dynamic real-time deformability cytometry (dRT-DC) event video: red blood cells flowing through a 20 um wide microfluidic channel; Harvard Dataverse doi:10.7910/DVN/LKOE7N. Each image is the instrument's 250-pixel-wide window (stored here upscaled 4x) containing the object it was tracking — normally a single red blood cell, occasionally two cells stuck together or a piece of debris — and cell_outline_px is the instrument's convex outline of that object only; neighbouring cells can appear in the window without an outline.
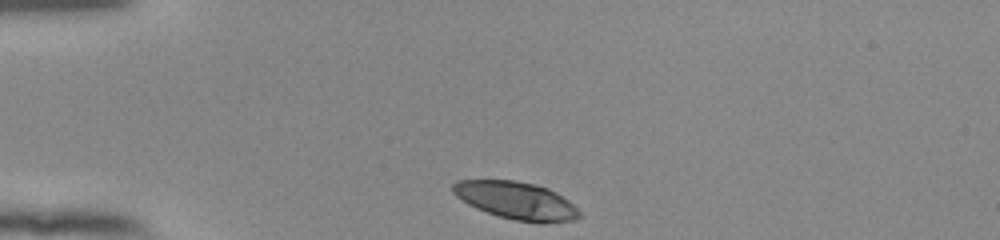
{"species": "human", "species_latin": "Homo sapiens", "temperature_condition": "room temperature", "stored_images_in_passage": 33, "camera_frame_rate_fps": 3000, "um_per_image_px": 0.085, "donor": {"sex": "female"}, "frame": {"image": 1, "passage_image": 1, "time_ms": 0.0, "image_size_px": [1000, 240], "cell_outline_px": [[584, 216], [576, 220], [544, 224], [540, 224], [516, 220], [500, 216], [476, 208], [468, 204], [456, 196], [452, 192], [452, 184], [456, 180], [516, 180], [536, 184], [548, 188], [556, 192], [568, 200]], "centroid_in_image_um": [43.92, 17.05], "position_along_channel_um": 41.1, "area_um2": 27.98}}
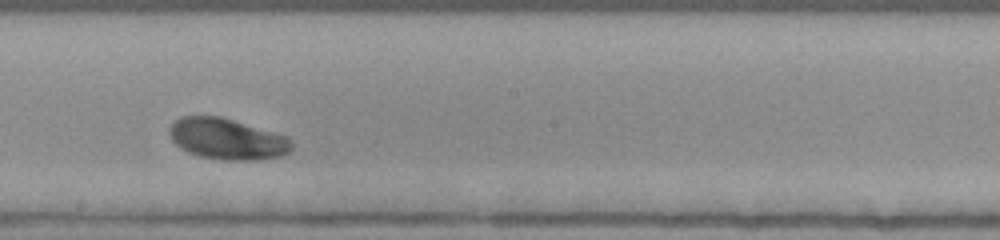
{"frame": {"image": 2, "passage_image": 19, "time_ms": 6.0, "image_size_px": [1000, 240], "cell_outline_px": [[292, 152], [280, 156], [260, 160], [220, 160], [200, 156], [188, 152], [180, 148], [172, 140], [168, 132], [168, 128], [180, 116], [220, 116], [272, 132], [284, 136], [292, 144]], "centroid_in_image_um": [19.27, 11.82], "position_along_channel_um": 228.9, "area_um2": 29.13}}
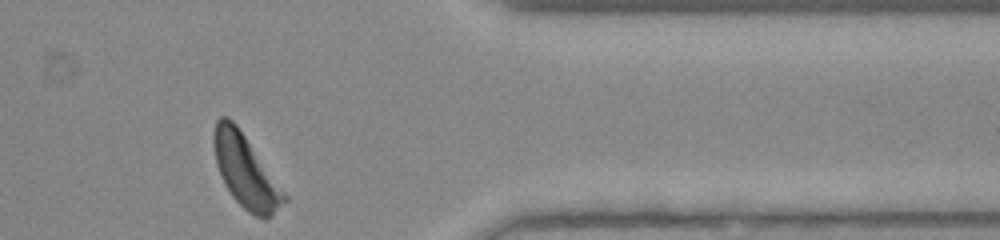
{"frame": {"image": 3, "passage_image": 33, "time_ms": 10.667, "image_size_px": [1000, 240], "cell_outline_px": [[288, 200], [272, 216], [264, 220], [248, 212], [232, 196], [224, 184], [216, 164], [212, 144], [212, 136], [216, 120], [220, 116], [228, 116], [236, 124], [288, 196]], "centroid_in_image_um": [20.86, 14.56], "position_along_channel_um": 390.5, "area_um2": 29.82}, "authors_computed_cell_mechanics": {"area_um2": 28.8422, "velocity_mm_per_s": 3.778, "shape_relaxation_time_tau1_ms": 2.645, "shape_relaxation_time_tau2_ms": null, "deformation_change_tau1": 0.1601, "deformation_change_tau2": null}}